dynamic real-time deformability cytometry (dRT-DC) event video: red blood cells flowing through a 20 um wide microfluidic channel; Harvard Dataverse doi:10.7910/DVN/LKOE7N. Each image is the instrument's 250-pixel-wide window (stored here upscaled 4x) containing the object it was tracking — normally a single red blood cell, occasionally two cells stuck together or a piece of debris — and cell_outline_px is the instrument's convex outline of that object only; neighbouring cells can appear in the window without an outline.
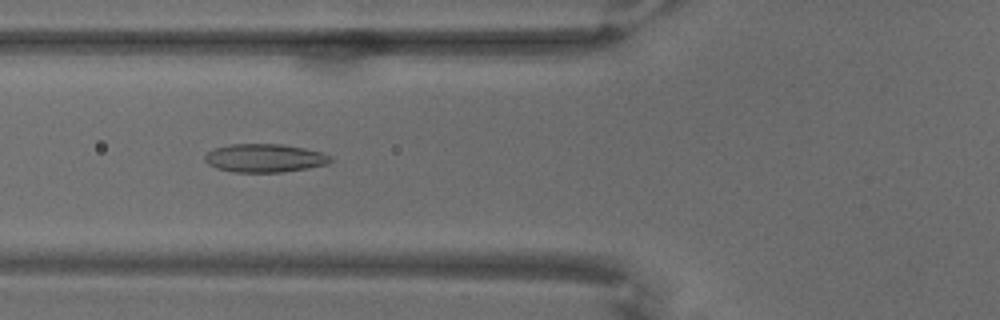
{"species": "common noctule bat (a hibernating species)", "species_latin": "Nyctalus noctula", "temperature_condition": "warm", "stored_images_in_passage": 49, "camera_frame_rate_fps": 3000, "um_per_image_px": 0.085, "animal": {"sex": "male", "body_mass_g": 18.8}, "frame": {"image": 1, "passage_image": 9, "time_ms": 2.667, "image_size_px": [1000, 320], "cell_outline_px": [[332, 160], [328, 164], [308, 168], [280, 172], [232, 172], [216, 168], [208, 164], [204, 160], [204, 156], [208, 152], [216, 148], [228, 144], [284, 144], [324, 152], [332, 156]], "centroid_in_image_um": [22.52, 13.43], "position_along_channel_um": 103.3, "area_um2": 20.92}}
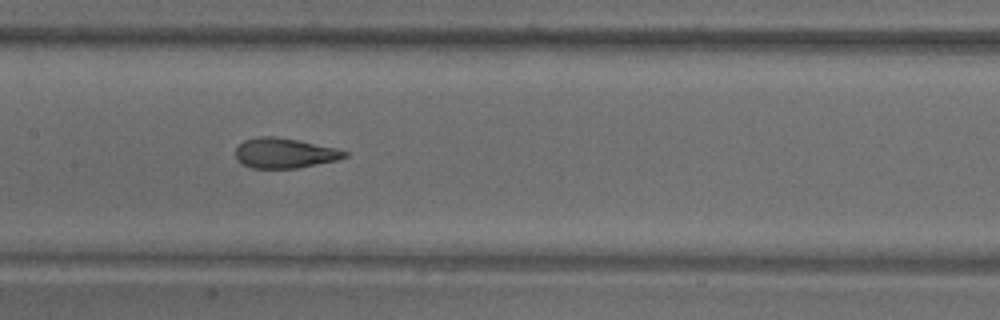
{"frame": {"image": 2, "passage_image": 17, "time_ms": 5.333, "image_size_px": [1000, 320], "cell_outline_px": [[348, 156], [336, 160], [296, 168], [252, 168], [240, 164], [236, 160], [236, 148], [244, 140], [256, 136], [272, 136], [296, 140], [336, 148], [348, 152]], "centroid_in_image_um": [24.14, 13.01], "position_along_channel_um": 183.3, "area_um2": 19.02}}
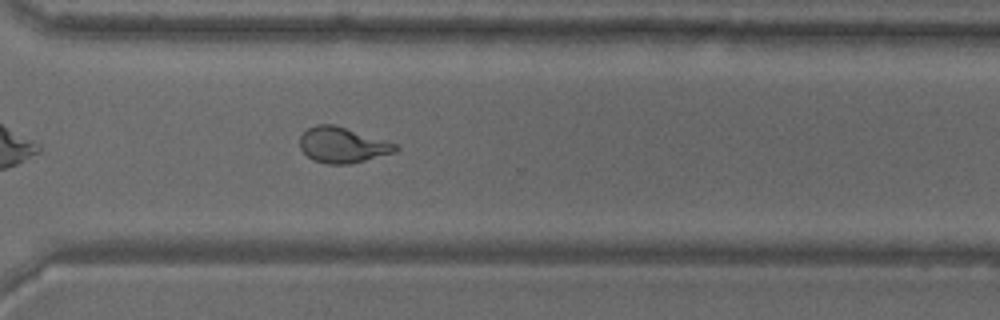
{"frame": {"image": 3, "passage_image": 33, "time_ms": 10.667, "image_size_px": [1000, 320], "cell_outline_px": [[400, 148], [396, 152], [348, 164], [328, 164], [312, 160], [300, 148], [300, 136], [308, 128], [316, 124], [332, 124], [396, 144]], "centroid_in_image_um": [29.08, 12.33], "position_along_channel_um": 341.5, "area_um2": 19.48}}